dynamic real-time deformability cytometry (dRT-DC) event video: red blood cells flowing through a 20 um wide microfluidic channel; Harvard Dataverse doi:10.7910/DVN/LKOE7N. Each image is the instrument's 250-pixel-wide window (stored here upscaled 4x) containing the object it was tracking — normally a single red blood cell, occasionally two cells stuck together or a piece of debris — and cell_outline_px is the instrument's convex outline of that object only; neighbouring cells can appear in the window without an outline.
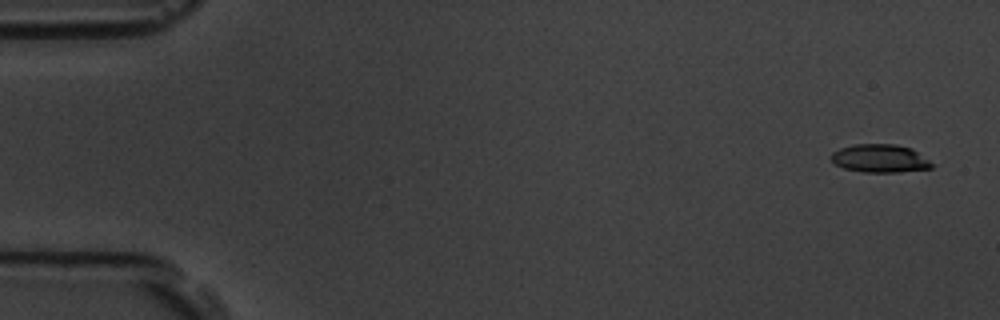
{"species": "common noctule bat (a hibernating species)", "species_latin": "Nyctalus noctula", "temperature_condition": "room temperature", "stored_images_in_passage": 8, "camera_frame_rate_fps": 3000, "um_per_image_px": 0.085, "animal": {"sex": "male", "body_mass_g": 19.5, "forearm_length_mm": 54.6}, "frame": {"image": 1, "passage_image": 1, "time_ms": 0.0, "image_size_px": [1000, 320], "cell_outline_px": [[936, 164], [932, 168], [896, 172], [864, 172], [844, 168], [836, 164], [828, 156], [832, 152], [840, 148], [856, 144], [896, 144], [912, 148]], "centroid_in_image_um": [74.82, 13.46], "position_along_channel_um": 10.2, "area_um2": 16.65}}
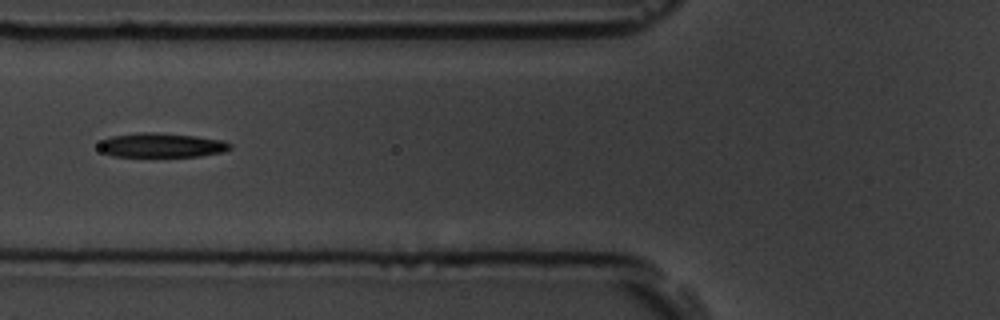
{"frame": {"image": 2, "passage_image": 7, "time_ms": 6.667, "image_size_px": [1000, 320], "cell_outline_px": [[232, 148], [224, 152], [200, 156], [112, 156], [104, 152], [100, 148], [100, 140], [112, 136], [136, 132], [152, 132], [196, 136], [224, 140], [232, 144]], "centroid_in_image_um": [13.77, 12.33], "position_along_channel_um": 112.0, "area_um2": 18.61}}
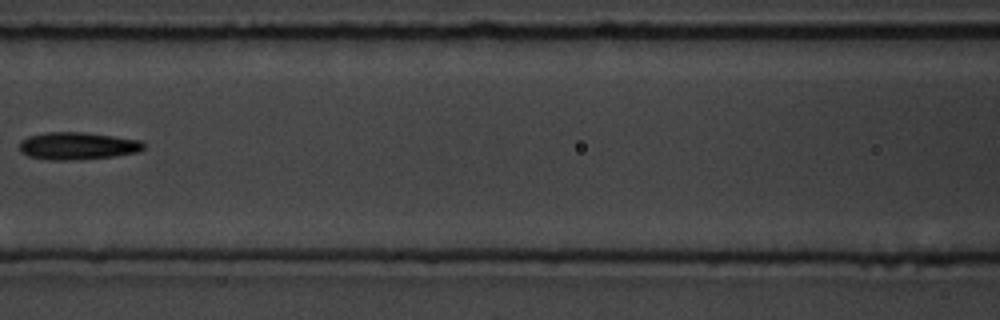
{"frame": {"image": 3, "passage_image": 8, "time_ms": 8.0, "image_size_px": [1000, 320], "cell_outline_px": [[144, 148], [136, 152], [116, 156], [72, 160], [52, 160], [28, 156], [20, 152], [20, 140], [28, 136], [48, 132], [84, 132], [140, 140], [144, 144]], "centroid_in_image_um": [6.56, 12.4], "position_along_channel_um": 160.0, "area_um2": 19.77}}